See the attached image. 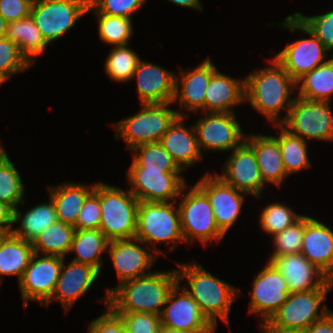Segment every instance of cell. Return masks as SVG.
Returning <instances> with one entry per match:
<instances>
[{
    "label": "cell",
    "instance_id": "obj_23",
    "mask_svg": "<svg viewBox=\"0 0 333 333\" xmlns=\"http://www.w3.org/2000/svg\"><path fill=\"white\" fill-rule=\"evenodd\" d=\"M176 72L169 71L160 65L139 60L133 73L136 79L139 104L173 102L175 95Z\"/></svg>",
    "mask_w": 333,
    "mask_h": 333
},
{
    "label": "cell",
    "instance_id": "obj_52",
    "mask_svg": "<svg viewBox=\"0 0 333 333\" xmlns=\"http://www.w3.org/2000/svg\"><path fill=\"white\" fill-rule=\"evenodd\" d=\"M171 3L175 4V6L190 8L193 10L203 11L204 6L200 0H167Z\"/></svg>",
    "mask_w": 333,
    "mask_h": 333
},
{
    "label": "cell",
    "instance_id": "obj_25",
    "mask_svg": "<svg viewBox=\"0 0 333 333\" xmlns=\"http://www.w3.org/2000/svg\"><path fill=\"white\" fill-rule=\"evenodd\" d=\"M187 118L178 116L160 140L183 172L204 159V153L200 150L193 124L189 127L184 124V120Z\"/></svg>",
    "mask_w": 333,
    "mask_h": 333
},
{
    "label": "cell",
    "instance_id": "obj_37",
    "mask_svg": "<svg viewBox=\"0 0 333 333\" xmlns=\"http://www.w3.org/2000/svg\"><path fill=\"white\" fill-rule=\"evenodd\" d=\"M93 12L98 20L99 40L110 46H124L131 43L130 38L134 35L131 18L110 16L98 13L90 4L87 13Z\"/></svg>",
    "mask_w": 333,
    "mask_h": 333
},
{
    "label": "cell",
    "instance_id": "obj_51",
    "mask_svg": "<svg viewBox=\"0 0 333 333\" xmlns=\"http://www.w3.org/2000/svg\"><path fill=\"white\" fill-rule=\"evenodd\" d=\"M259 330L261 333H303V331L299 329L276 326L270 320L260 321Z\"/></svg>",
    "mask_w": 333,
    "mask_h": 333
},
{
    "label": "cell",
    "instance_id": "obj_39",
    "mask_svg": "<svg viewBox=\"0 0 333 333\" xmlns=\"http://www.w3.org/2000/svg\"><path fill=\"white\" fill-rule=\"evenodd\" d=\"M131 45L113 46L104 63L106 75L115 82H130L141 57L130 48Z\"/></svg>",
    "mask_w": 333,
    "mask_h": 333
},
{
    "label": "cell",
    "instance_id": "obj_44",
    "mask_svg": "<svg viewBox=\"0 0 333 333\" xmlns=\"http://www.w3.org/2000/svg\"><path fill=\"white\" fill-rule=\"evenodd\" d=\"M100 221V182H95L94 191L84 201L74 227L75 230L99 229Z\"/></svg>",
    "mask_w": 333,
    "mask_h": 333
},
{
    "label": "cell",
    "instance_id": "obj_15",
    "mask_svg": "<svg viewBox=\"0 0 333 333\" xmlns=\"http://www.w3.org/2000/svg\"><path fill=\"white\" fill-rule=\"evenodd\" d=\"M223 164L219 176L226 184L233 186L259 200L267 186L264 184L253 147L244 140L234 148Z\"/></svg>",
    "mask_w": 333,
    "mask_h": 333
},
{
    "label": "cell",
    "instance_id": "obj_17",
    "mask_svg": "<svg viewBox=\"0 0 333 333\" xmlns=\"http://www.w3.org/2000/svg\"><path fill=\"white\" fill-rule=\"evenodd\" d=\"M107 252L117 275V285L152 273V265L159 257L137 238L109 241Z\"/></svg>",
    "mask_w": 333,
    "mask_h": 333
},
{
    "label": "cell",
    "instance_id": "obj_54",
    "mask_svg": "<svg viewBox=\"0 0 333 333\" xmlns=\"http://www.w3.org/2000/svg\"><path fill=\"white\" fill-rule=\"evenodd\" d=\"M7 21L0 14V39L6 36Z\"/></svg>",
    "mask_w": 333,
    "mask_h": 333
},
{
    "label": "cell",
    "instance_id": "obj_24",
    "mask_svg": "<svg viewBox=\"0 0 333 333\" xmlns=\"http://www.w3.org/2000/svg\"><path fill=\"white\" fill-rule=\"evenodd\" d=\"M333 280V230L315 218L304 215L301 252Z\"/></svg>",
    "mask_w": 333,
    "mask_h": 333
},
{
    "label": "cell",
    "instance_id": "obj_47",
    "mask_svg": "<svg viewBox=\"0 0 333 333\" xmlns=\"http://www.w3.org/2000/svg\"><path fill=\"white\" fill-rule=\"evenodd\" d=\"M87 333H128V329L120 315L107 305L102 315L90 321Z\"/></svg>",
    "mask_w": 333,
    "mask_h": 333
},
{
    "label": "cell",
    "instance_id": "obj_53",
    "mask_svg": "<svg viewBox=\"0 0 333 333\" xmlns=\"http://www.w3.org/2000/svg\"><path fill=\"white\" fill-rule=\"evenodd\" d=\"M158 333H189V332L160 325Z\"/></svg>",
    "mask_w": 333,
    "mask_h": 333
},
{
    "label": "cell",
    "instance_id": "obj_6",
    "mask_svg": "<svg viewBox=\"0 0 333 333\" xmlns=\"http://www.w3.org/2000/svg\"><path fill=\"white\" fill-rule=\"evenodd\" d=\"M171 104L173 105L172 102L140 104V110L136 114L111 125L116 131L114 139L121 138L128 150L140 144L160 141L179 116L178 109L169 108Z\"/></svg>",
    "mask_w": 333,
    "mask_h": 333
},
{
    "label": "cell",
    "instance_id": "obj_49",
    "mask_svg": "<svg viewBox=\"0 0 333 333\" xmlns=\"http://www.w3.org/2000/svg\"><path fill=\"white\" fill-rule=\"evenodd\" d=\"M303 333H333V312L330 310L321 319L317 320Z\"/></svg>",
    "mask_w": 333,
    "mask_h": 333
},
{
    "label": "cell",
    "instance_id": "obj_40",
    "mask_svg": "<svg viewBox=\"0 0 333 333\" xmlns=\"http://www.w3.org/2000/svg\"><path fill=\"white\" fill-rule=\"evenodd\" d=\"M302 216V214L294 212L287 204L275 201L262 208L259 214V226L262 231L273 236L293 225Z\"/></svg>",
    "mask_w": 333,
    "mask_h": 333
},
{
    "label": "cell",
    "instance_id": "obj_11",
    "mask_svg": "<svg viewBox=\"0 0 333 333\" xmlns=\"http://www.w3.org/2000/svg\"><path fill=\"white\" fill-rule=\"evenodd\" d=\"M184 172H165L146 168H128L126 180L129 191L146 202H177L187 184Z\"/></svg>",
    "mask_w": 333,
    "mask_h": 333
},
{
    "label": "cell",
    "instance_id": "obj_56",
    "mask_svg": "<svg viewBox=\"0 0 333 333\" xmlns=\"http://www.w3.org/2000/svg\"><path fill=\"white\" fill-rule=\"evenodd\" d=\"M4 235H5V234L0 233V241H1V239H2V237H3Z\"/></svg>",
    "mask_w": 333,
    "mask_h": 333
},
{
    "label": "cell",
    "instance_id": "obj_12",
    "mask_svg": "<svg viewBox=\"0 0 333 333\" xmlns=\"http://www.w3.org/2000/svg\"><path fill=\"white\" fill-rule=\"evenodd\" d=\"M193 123L201 152H229L239 146L246 135L236 113L202 112ZM203 150V151H202Z\"/></svg>",
    "mask_w": 333,
    "mask_h": 333
},
{
    "label": "cell",
    "instance_id": "obj_10",
    "mask_svg": "<svg viewBox=\"0 0 333 333\" xmlns=\"http://www.w3.org/2000/svg\"><path fill=\"white\" fill-rule=\"evenodd\" d=\"M89 0H33L30 14L49 45L65 36L87 13Z\"/></svg>",
    "mask_w": 333,
    "mask_h": 333
},
{
    "label": "cell",
    "instance_id": "obj_16",
    "mask_svg": "<svg viewBox=\"0 0 333 333\" xmlns=\"http://www.w3.org/2000/svg\"><path fill=\"white\" fill-rule=\"evenodd\" d=\"M208 197L219 229L226 233L238 220L248 194L226 184L216 173L208 171L195 183Z\"/></svg>",
    "mask_w": 333,
    "mask_h": 333
},
{
    "label": "cell",
    "instance_id": "obj_29",
    "mask_svg": "<svg viewBox=\"0 0 333 333\" xmlns=\"http://www.w3.org/2000/svg\"><path fill=\"white\" fill-rule=\"evenodd\" d=\"M48 197V203L31 206L24 214L19 207L14 209L13 225L19 224L18 227L12 228L11 233L14 236L33 243L44 229L55 224L58 220L55 203L50 196Z\"/></svg>",
    "mask_w": 333,
    "mask_h": 333
},
{
    "label": "cell",
    "instance_id": "obj_2",
    "mask_svg": "<svg viewBox=\"0 0 333 333\" xmlns=\"http://www.w3.org/2000/svg\"><path fill=\"white\" fill-rule=\"evenodd\" d=\"M178 283L176 269L153 271L106 289L101 302L115 313H152L161 315L168 296Z\"/></svg>",
    "mask_w": 333,
    "mask_h": 333
},
{
    "label": "cell",
    "instance_id": "obj_35",
    "mask_svg": "<svg viewBox=\"0 0 333 333\" xmlns=\"http://www.w3.org/2000/svg\"><path fill=\"white\" fill-rule=\"evenodd\" d=\"M75 227L57 220L48 226L33 242L34 252L41 255H56L66 258L71 249Z\"/></svg>",
    "mask_w": 333,
    "mask_h": 333
},
{
    "label": "cell",
    "instance_id": "obj_43",
    "mask_svg": "<svg viewBox=\"0 0 333 333\" xmlns=\"http://www.w3.org/2000/svg\"><path fill=\"white\" fill-rule=\"evenodd\" d=\"M296 18L312 32L331 52L333 50V10H328L324 14L306 16L302 12L293 13Z\"/></svg>",
    "mask_w": 333,
    "mask_h": 333
},
{
    "label": "cell",
    "instance_id": "obj_7",
    "mask_svg": "<svg viewBox=\"0 0 333 333\" xmlns=\"http://www.w3.org/2000/svg\"><path fill=\"white\" fill-rule=\"evenodd\" d=\"M139 200L119 186L100 181L101 221L99 229L109 241L135 238Z\"/></svg>",
    "mask_w": 333,
    "mask_h": 333
},
{
    "label": "cell",
    "instance_id": "obj_8",
    "mask_svg": "<svg viewBox=\"0 0 333 333\" xmlns=\"http://www.w3.org/2000/svg\"><path fill=\"white\" fill-rule=\"evenodd\" d=\"M278 25L292 33L303 32V34L309 36V38H301L288 43L273 57L295 81L328 60L326 58H328L327 55L330 52L294 14L286 16L285 20L279 22Z\"/></svg>",
    "mask_w": 333,
    "mask_h": 333
},
{
    "label": "cell",
    "instance_id": "obj_26",
    "mask_svg": "<svg viewBox=\"0 0 333 333\" xmlns=\"http://www.w3.org/2000/svg\"><path fill=\"white\" fill-rule=\"evenodd\" d=\"M245 102V77L236 78L218 69L205 91V112L235 113L234 107Z\"/></svg>",
    "mask_w": 333,
    "mask_h": 333
},
{
    "label": "cell",
    "instance_id": "obj_45",
    "mask_svg": "<svg viewBox=\"0 0 333 333\" xmlns=\"http://www.w3.org/2000/svg\"><path fill=\"white\" fill-rule=\"evenodd\" d=\"M145 3L147 0H89L98 13L131 19Z\"/></svg>",
    "mask_w": 333,
    "mask_h": 333
},
{
    "label": "cell",
    "instance_id": "obj_21",
    "mask_svg": "<svg viewBox=\"0 0 333 333\" xmlns=\"http://www.w3.org/2000/svg\"><path fill=\"white\" fill-rule=\"evenodd\" d=\"M270 262L286 280L290 293L312 289H333V280L302 253L277 256Z\"/></svg>",
    "mask_w": 333,
    "mask_h": 333
},
{
    "label": "cell",
    "instance_id": "obj_32",
    "mask_svg": "<svg viewBox=\"0 0 333 333\" xmlns=\"http://www.w3.org/2000/svg\"><path fill=\"white\" fill-rule=\"evenodd\" d=\"M109 240L100 229L75 230L70 254L76 253L71 261L90 265L100 273L102 254L107 252Z\"/></svg>",
    "mask_w": 333,
    "mask_h": 333
},
{
    "label": "cell",
    "instance_id": "obj_3",
    "mask_svg": "<svg viewBox=\"0 0 333 333\" xmlns=\"http://www.w3.org/2000/svg\"><path fill=\"white\" fill-rule=\"evenodd\" d=\"M176 262L178 282L198 303L199 309L216 328L217 322L230 327L229 314L232 304L237 300L241 290L216 277L195 260L188 263Z\"/></svg>",
    "mask_w": 333,
    "mask_h": 333
},
{
    "label": "cell",
    "instance_id": "obj_41",
    "mask_svg": "<svg viewBox=\"0 0 333 333\" xmlns=\"http://www.w3.org/2000/svg\"><path fill=\"white\" fill-rule=\"evenodd\" d=\"M32 66L17 44L6 37L0 39V86L11 76L29 70Z\"/></svg>",
    "mask_w": 333,
    "mask_h": 333
},
{
    "label": "cell",
    "instance_id": "obj_20",
    "mask_svg": "<svg viewBox=\"0 0 333 333\" xmlns=\"http://www.w3.org/2000/svg\"><path fill=\"white\" fill-rule=\"evenodd\" d=\"M179 69L175 75V95L172 102H179L178 115L187 117L189 112H205V91L212 74L217 70L216 65L210 58H206L189 71L181 67ZM183 109L185 112L181 111Z\"/></svg>",
    "mask_w": 333,
    "mask_h": 333
},
{
    "label": "cell",
    "instance_id": "obj_46",
    "mask_svg": "<svg viewBox=\"0 0 333 333\" xmlns=\"http://www.w3.org/2000/svg\"><path fill=\"white\" fill-rule=\"evenodd\" d=\"M120 315L128 333H158L161 325L160 315L152 313H116Z\"/></svg>",
    "mask_w": 333,
    "mask_h": 333
},
{
    "label": "cell",
    "instance_id": "obj_13",
    "mask_svg": "<svg viewBox=\"0 0 333 333\" xmlns=\"http://www.w3.org/2000/svg\"><path fill=\"white\" fill-rule=\"evenodd\" d=\"M329 291L331 289L291 292L270 321L283 328L305 330L330 311L324 303Z\"/></svg>",
    "mask_w": 333,
    "mask_h": 333
},
{
    "label": "cell",
    "instance_id": "obj_42",
    "mask_svg": "<svg viewBox=\"0 0 333 333\" xmlns=\"http://www.w3.org/2000/svg\"><path fill=\"white\" fill-rule=\"evenodd\" d=\"M304 235V215L293 225L285 228L282 232L273 235V252L268 258L270 262L274 257L300 253Z\"/></svg>",
    "mask_w": 333,
    "mask_h": 333
},
{
    "label": "cell",
    "instance_id": "obj_14",
    "mask_svg": "<svg viewBox=\"0 0 333 333\" xmlns=\"http://www.w3.org/2000/svg\"><path fill=\"white\" fill-rule=\"evenodd\" d=\"M64 257L34 253L19 280L21 298L25 307L30 301L44 306L52 297Z\"/></svg>",
    "mask_w": 333,
    "mask_h": 333
},
{
    "label": "cell",
    "instance_id": "obj_27",
    "mask_svg": "<svg viewBox=\"0 0 333 333\" xmlns=\"http://www.w3.org/2000/svg\"><path fill=\"white\" fill-rule=\"evenodd\" d=\"M245 140L253 147L264 184L281 187L286 173L279 141L274 135L248 134Z\"/></svg>",
    "mask_w": 333,
    "mask_h": 333
},
{
    "label": "cell",
    "instance_id": "obj_55",
    "mask_svg": "<svg viewBox=\"0 0 333 333\" xmlns=\"http://www.w3.org/2000/svg\"><path fill=\"white\" fill-rule=\"evenodd\" d=\"M2 146L3 145H1V143H0V153L4 150V148Z\"/></svg>",
    "mask_w": 333,
    "mask_h": 333
},
{
    "label": "cell",
    "instance_id": "obj_34",
    "mask_svg": "<svg viewBox=\"0 0 333 333\" xmlns=\"http://www.w3.org/2000/svg\"><path fill=\"white\" fill-rule=\"evenodd\" d=\"M279 130V147L283 159V164L288 176L297 174V172L311 168V161L308 156V141L296 136L286 130L282 125H274Z\"/></svg>",
    "mask_w": 333,
    "mask_h": 333
},
{
    "label": "cell",
    "instance_id": "obj_48",
    "mask_svg": "<svg viewBox=\"0 0 333 333\" xmlns=\"http://www.w3.org/2000/svg\"><path fill=\"white\" fill-rule=\"evenodd\" d=\"M33 0H0V14L7 22L30 14Z\"/></svg>",
    "mask_w": 333,
    "mask_h": 333
},
{
    "label": "cell",
    "instance_id": "obj_5",
    "mask_svg": "<svg viewBox=\"0 0 333 333\" xmlns=\"http://www.w3.org/2000/svg\"><path fill=\"white\" fill-rule=\"evenodd\" d=\"M180 197L181 202L177 206L185 244H192L199 240L204 247L209 243L212 248L214 245L212 240L220 243L226 235L216 224L213 208L207 195L196 184L189 188L187 183Z\"/></svg>",
    "mask_w": 333,
    "mask_h": 333
},
{
    "label": "cell",
    "instance_id": "obj_4",
    "mask_svg": "<svg viewBox=\"0 0 333 333\" xmlns=\"http://www.w3.org/2000/svg\"><path fill=\"white\" fill-rule=\"evenodd\" d=\"M136 222L135 238L143 241L159 256L165 253L156 247L157 243H171L168 249L173 250L185 242L176 202L139 201Z\"/></svg>",
    "mask_w": 333,
    "mask_h": 333
},
{
    "label": "cell",
    "instance_id": "obj_38",
    "mask_svg": "<svg viewBox=\"0 0 333 333\" xmlns=\"http://www.w3.org/2000/svg\"><path fill=\"white\" fill-rule=\"evenodd\" d=\"M25 186L6 149L0 153V201L13 209L25 204Z\"/></svg>",
    "mask_w": 333,
    "mask_h": 333
},
{
    "label": "cell",
    "instance_id": "obj_1",
    "mask_svg": "<svg viewBox=\"0 0 333 333\" xmlns=\"http://www.w3.org/2000/svg\"><path fill=\"white\" fill-rule=\"evenodd\" d=\"M268 66L254 69L245 77V102L273 125H281L295 96L296 81L273 57ZM271 64V65H270ZM286 111L281 116V112Z\"/></svg>",
    "mask_w": 333,
    "mask_h": 333
},
{
    "label": "cell",
    "instance_id": "obj_19",
    "mask_svg": "<svg viewBox=\"0 0 333 333\" xmlns=\"http://www.w3.org/2000/svg\"><path fill=\"white\" fill-rule=\"evenodd\" d=\"M161 325L189 333H215V327L179 282L171 290L160 315Z\"/></svg>",
    "mask_w": 333,
    "mask_h": 333
},
{
    "label": "cell",
    "instance_id": "obj_18",
    "mask_svg": "<svg viewBox=\"0 0 333 333\" xmlns=\"http://www.w3.org/2000/svg\"><path fill=\"white\" fill-rule=\"evenodd\" d=\"M252 285L248 313L260 314V321L270 320L290 294L286 280L271 262L266 261Z\"/></svg>",
    "mask_w": 333,
    "mask_h": 333
},
{
    "label": "cell",
    "instance_id": "obj_50",
    "mask_svg": "<svg viewBox=\"0 0 333 333\" xmlns=\"http://www.w3.org/2000/svg\"><path fill=\"white\" fill-rule=\"evenodd\" d=\"M14 209L7 203L0 201V233L10 234L13 226Z\"/></svg>",
    "mask_w": 333,
    "mask_h": 333
},
{
    "label": "cell",
    "instance_id": "obj_22",
    "mask_svg": "<svg viewBox=\"0 0 333 333\" xmlns=\"http://www.w3.org/2000/svg\"><path fill=\"white\" fill-rule=\"evenodd\" d=\"M64 258L59 278L51 299L44 305L49 306L52 300L62 305L64 313H68L79 298L88 292L100 276V272L87 264L70 261Z\"/></svg>",
    "mask_w": 333,
    "mask_h": 333
},
{
    "label": "cell",
    "instance_id": "obj_9",
    "mask_svg": "<svg viewBox=\"0 0 333 333\" xmlns=\"http://www.w3.org/2000/svg\"><path fill=\"white\" fill-rule=\"evenodd\" d=\"M329 101H312L295 96L285 121L290 133L305 141L333 142V110Z\"/></svg>",
    "mask_w": 333,
    "mask_h": 333
},
{
    "label": "cell",
    "instance_id": "obj_30",
    "mask_svg": "<svg viewBox=\"0 0 333 333\" xmlns=\"http://www.w3.org/2000/svg\"><path fill=\"white\" fill-rule=\"evenodd\" d=\"M34 253L32 242L5 234L0 241V287L3 276H17L19 282Z\"/></svg>",
    "mask_w": 333,
    "mask_h": 333
},
{
    "label": "cell",
    "instance_id": "obj_33",
    "mask_svg": "<svg viewBox=\"0 0 333 333\" xmlns=\"http://www.w3.org/2000/svg\"><path fill=\"white\" fill-rule=\"evenodd\" d=\"M297 96L312 101H329L333 98V57L304 74L296 81Z\"/></svg>",
    "mask_w": 333,
    "mask_h": 333
},
{
    "label": "cell",
    "instance_id": "obj_28",
    "mask_svg": "<svg viewBox=\"0 0 333 333\" xmlns=\"http://www.w3.org/2000/svg\"><path fill=\"white\" fill-rule=\"evenodd\" d=\"M94 188L95 184L87 185L70 181L54 186L50 185L47 192L55 203L58 220L74 226L84 201L94 191Z\"/></svg>",
    "mask_w": 333,
    "mask_h": 333
},
{
    "label": "cell",
    "instance_id": "obj_36",
    "mask_svg": "<svg viewBox=\"0 0 333 333\" xmlns=\"http://www.w3.org/2000/svg\"><path fill=\"white\" fill-rule=\"evenodd\" d=\"M130 151L133 158L129 168L183 172L160 141L140 144Z\"/></svg>",
    "mask_w": 333,
    "mask_h": 333
},
{
    "label": "cell",
    "instance_id": "obj_31",
    "mask_svg": "<svg viewBox=\"0 0 333 333\" xmlns=\"http://www.w3.org/2000/svg\"><path fill=\"white\" fill-rule=\"evenodd\" d=\"M6 38L18 45L22 54L34 65L37 56L44 53L49 44L31 14L16 21L7 22Z\"/></svg>",
    "mask_w": 333,
    "mask_h": 333
}]
</instances>
